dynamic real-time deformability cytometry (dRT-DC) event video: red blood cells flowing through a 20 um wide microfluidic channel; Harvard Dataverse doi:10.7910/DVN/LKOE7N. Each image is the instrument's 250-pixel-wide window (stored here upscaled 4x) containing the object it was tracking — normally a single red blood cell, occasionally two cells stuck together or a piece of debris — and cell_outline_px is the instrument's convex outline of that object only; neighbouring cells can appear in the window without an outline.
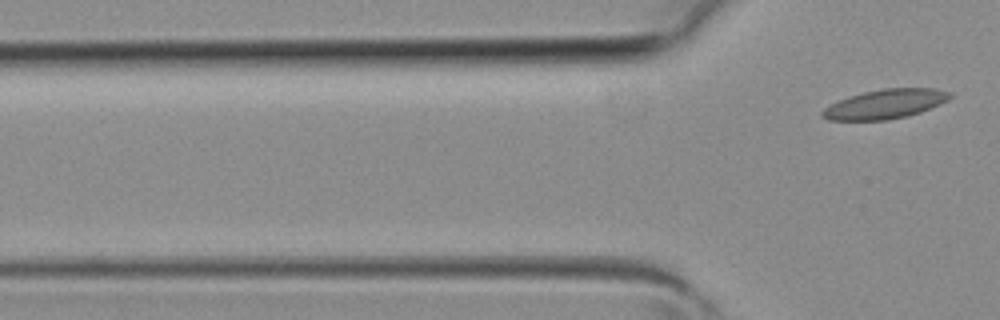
{"species": "common noctule bat (a hibernating species)", "species_latin": "Nyctalus noctula", "temperature_condition": "room temperature", "stored_images_in_passage": 3, "camera_frame_rate_fps": 3000, "um_per_image_px": 0.085, "animal": {"sex": "female", "body_mass_g": 19.3, "forearm_length_mm": 54.1}, "frame": {"image": 1, "passage_image": 3, "time_ms": 0.667, "image_size_px": [1000, 320], "cell_outline_px": [[952, 96], [948, 100], [940, 104], [920, 112], [908, 116], [888, 120], [828, 120], [820, 116], [820, 112], [824, 108], [848, 96], [864, 92], [884, 88], [932, 88], [948, 92]], "centroid_in_image_um": [75.22, 8.85], "position_along_channel_um": 50.6, "area_um2": 21.73}}